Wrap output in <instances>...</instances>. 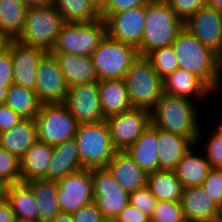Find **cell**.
I'll list each match as a JSON object with an SVG mask.
<instances>
[{
    "mask_svg": "<svg viewBox=\"0 0 222 222\" xmlns=\"http://www.w3.org/2000/svg\"><path fill=\"white\" fill-rule=\"evenodd\" d=\"M195 148L196 145L184 155L174 170L183 188L202 186L208 171L211 169L204 155L195 154L197 152L194 151Z\"/></svg>",
    "mask_w": 222,
    "mask_h": 222,
    "instance_id": "f1b7e54d",
    "label": "cell"
},
{
    "mask_svg": "<svg viewBox=\"0 0 222 222\" xmlns=\"http://www.w3.org/2000/svg\"><path fill=\"white\" fill-rule=\"evenodd\" d=\"M53 153V145L36 141L20 159L21 182L46 179L47 168Z\"/></svg>",
    "mask_w": 222,
    "mask_h": 222,
    "instance_id": "4316f807",
    "label": "cell"
},
{
    "mask_svg": "<svg viewBox=\"0 0 222 222\" xmlns=\"http://www.w3.org/2000/svg\"><path fill=\"white\" fill-rule=\"evenodd\" d=\"M34 120L37 140L50 145L73 139L79 125L64 103L41 104Z\"/></svg>",
    "mask_w": 222,
    "mask_h": 222,
    "instance_id": "9c48e42d",
    "label": "cell"
},
{
    "mask_svg": "<svg viewBox=\"0 0 222 222\" xmlns=\"http://www.w3.org/2000/svg\"><path fill=\"white\" fill-rule=\"evenodd\" d=\"M66 23L92 22L100 19V9L91 0H51Z\"/></svg>",
    "mask_w": 222,
    "mask_h": 222,
    "instance_id": "836d02e7",
    "label": "cell"
},
{
    "mask_svg": "<svg viewBox=\"0 0 222 222\" xmlns=\"http://www.w3.org/2000/svg\"><path fill=\"white\" fill-rule=\"evenodd\" d=\"M0 82H3V86L5 87H9L13 84V64L11 43L9 41L7 46L0 53Z\"/></svg>",
    "mask_w": 222,
    "mask_h": 222,
    "instance_id": "7bdbcfd3",
    "label": "cell"
},
{
    "mask_svg": "<svg viewBox=\"0 0 222 222\" xmlns=\"http://www.w3.org/2000/svg\"><path fill=\"white\" fill-rule=\"evenodd\" d=\"M74 222H107L94 202L72 214Z\"/></svg>",
    "mask_w": 222,
    "mask_h": 222,
    "instance_id": "ee69618b",
    "label": "cell"
},
{
    "mask_svg": "<svg viewBox=\"0 0 222 222\" xmlns=\"http://www.w3.org/2000/svg\"><path fill=\"white\" fill-rule=\"evenodd\" d=\"M94 203L103 217L112 222L129 203L130 194L106 168L92 169Z\"/></svg>",
    "mask_w": 222,
    "mask_h": 222,
    "instance_id": "30bf717a",
    "label": "cell"
},
{
    "mask_svg": "<svg viewBox=\"0 0 222 222\" xmlns=\"http://www.w3.org/2000/svg\"><path fill=\"white\" fill-rule=\"evenodd\" d=\"M220 125L216 126L215 130L222 136V121L219 123Z\"/></svg>",
    "mask_w": 222,
    "mask_h": 222,
    "instance_id": "680465c9",
    "label": "cell"
},
{
    "mask_svg": "<svg viewBox=\"0 0 222 222\" xmlns=\"http://www.w3.org/2000/svg\"><path fill=\"white\" fill-rule=\"evenodd\" d=\"M4 104L8 105L22 118L34 119L42 103L35 91L11 84L7 89Z\"/></svg>",
    "mask_w": 222,
    "mask_h": 222,
    "instance_id": "d6a6232c",
    "label": "cell"
},
{
    "mask_svg": "<svg viewBox=\"0 0 222 222\" xmlns=\"http://www.w3.org/2000/svg\"><path fill=\"white\" fill-rule=\"evenodd\" d=\"M8 186L9 184L7 182L0 180V203L6 201Z\"/></svg>",
    "mask_w": 222,
    "mask_h": 222,
    "instance_id": "681fc988",
    "label": "cell"
},
{
    "mask_svg": "<svg viewBox=\"0 0 222 222\" xmlns=\"http://www.w3.org/2000/svg\"><path fill=\"white\" fill-rule=\"evenodd\" d=\"M79 170H81V162L74 138L53 145V153L47 168L46 179L58 181Z\"/></svg>",
    "mask_w": 222,
    "mask_h": 222,
    "instance_id": "603a6c76",
    "label": "cell"
},
{
    "mask_svg": "<svg viewBox=\"0 0 222 222\" xmlns=\"http://www.w3.org/2000/svg\"><path fill=\"white\" fill-rule=\"evenodd\" d=\"M8 41L11 43L13 84L35 91L37 66L46 51L18 40Z\"/></svg>",
    "mask_w": 222,
    "mask_h": 222,
    "instance_id": "e0dca14e",
    "label": "cell"
},
{
    "mask_svg": "<svg viewBox=\"0 0 222 222\" xmlns=\"http://www.w3.org/2000/svg\"><path fill=\"white\" fill-rule=\"evenodd\" d=\"M179 69L199 77L213 92L219 81L220 57L204 46L186 28H183L172 43Z\"/></svg>",
    "mask_w": 222,
    "mask_h": 222,
    "instance_id": "7a4b0ae2",
    "label": "cell"
},
{
    "mask_svg": "<svg viewBox=\"0 0 222 222\" xmlns=\"http://www.w3.org/2000/svg\"><path fill=\"white\" fill-rule=\"evenodd\" d=\"M64 104L76 118L79 125L97 123L106 119L101 108L97 82L70 87Z\"/></svg>",
    "mask_w": 222,
    "mask_h": 222,
    "instance_id": "4fadbf2b",
    "label": "cell"
},
{
    "mask_svg": "<svg viewBox=\"0 0 222 222\" xmlns=\"http://www.w3.org/2000/svg\"><path fill=\"white\" fill-rule=\"evenodd\" d=\"M27 9L20 0H0V35L16 40L23 30Z\"/></svg>",
    "mask_w": 222,
    "mask_h": 222,
    "instance_id": "f546056e",
    "label": "cell"
},
{
    "mask_svg": "<svg viewBox=\"0 0 222 222\" xmlns=\"http://www.w3.org/2000/svg\"><path fill=\"white\" fill-rule=\"evenodd\" d=\"M20 1H22L28 7L45 5L51 2V0H20Z\"/></svg>",
    "mask_w": 222,
    "mask_h": 222,
    "instance_id": "f907efd6",
    "label": "cell"
},
{
    "mask_svg": "<svg viewBox=\"0 0 222 222\" xmlns=\"http://www.w3.org/2000/svg\"><path fill=\"white\" fill-rule=\"evenodd\" d=\"M20 119L16 112H14L8 105L0 104V133L11 129Z\"/></svg>",
    "mask_w": 222,
    "mask_h": 222,
    "instance_id": "bcb514c9",
    "label": "cell"
},
{
    "mask_svg": "<svg viewBox=\"0 0 222 222\" xmlns=\"http://www.w3.org/2000/svg\"><path fill=\"white\" fill-rule=\"evenodd\" d=\"M16 222H41L37 219H25V218H17Z\"/></svg>",
    "mask_w": 222,
    "mask_h": 222,
    "instance_id": "9f6ffc18",
    "label": "cell"
},
{
    "mask_svg": "<svg viewBox=\"0 0 222 222\" xmlns=\"http://www.w3.org/2000/svg\"><path fill=\"white\" fill-rule=\"evenodd\" d=\"M221 85H222V60L220 61L219 81H218L216 90H217L218 88H220Z\"/></svg>",
    "mask_w": 222,
    "mask_h": 222,
    "instance_id": "11a10c76",
    "label": "cell"
},
{
    "mask_svg": "<svg viewBox=\"0 0 222 222\" xmlns=\"http://www.w3.org/2000/svg\"><path fill=\"white\" fill-rule=\"evenodd\" d=\"M124 82L134 108L151 111L163 93L162 79L146 57L139 56L131 64Z\"/></svg>",
    "mask_w": 222,
    "mask_h": 222,
    "instance_id": "8992f818",
    "label": "cell"
},
{
    "mask_svg": "<svg viewBox=\"0 0 222 222\" xmlns=\"http://www.w3.org/2000/svg\"><path fill=\"white\" fill-rule=\"evenodd\" d=\"M8 87L3 86V82H0V104H4Z\"/></svg>",
    "mask_w": 222,
    "mask_h": 222,
    "instance_id": "f5cc1de1",
    "label": "cell"
},
{
    "mask_svg": "<svg viewBox=\"0 0 222 222\" xmlns=\"http://www.w3.org/2000/svg\"><path fill=\"white\" fill-rule=\"evenodd\" d=\"M147 186L157 201L181 200L183 187L175 171L159 170L148 174Z\"/></svg>",
    "mask_w": 222,
    "mask_h": 222,
    "instance_id": "4dcf8cb0",
    "label": "cell"
},
{
    "mask_svg": "<svg viewBox=\"0 0 222 222\" xmlns=\"http://www.w3.org/2000/svg\"><path fill=\"white\" fill-rule=\"evenodd\" d=\"M106 34L113 40L140 46L145 28V6L112 14L106 21Z\"/></svg>",
    "mask_w": 222,
    "mask_h": 222,
    "instance_id": "2e32d148",
    "label": "cell"
},
{
    "mask_svg": "<svg viewBox=\"0 0 222 222\" xmlns=\"http://www.w3.org/2000/svg\"><path fill=\"white\" fill-rule=\"evenodd\" d=\"M99 9L104 5V0H91Z\"/></svg>",
    "mask_w": 222,
    "mask_h": 222,
    "instance_id": "6f0895ef",
    "label": "cell"
},
{
    "mask_svg": "<svg viewBox=\"0 0 222 222\" xmlns=\"http://www.w3.org/2000/svg\"><path fill=\"white\" fill-rule=\"evenodd\" d=\"M37 141L34 119L22 118L11 129L0 133V147L21 159Z\"/></svg>",
    "mask_w": 222,
    "mask_h": 222,
    "instance_id": "d4e9b609",
    "label": "cell"
},
{
    "mask_svg": "<svg viewBox=\"0 0 222 222\" xmlns=\"http://www.w3.org/2000/svg\"><path fill=\"white\" fill-rule=\"evenodd\" d=\"M152 1L154 0H107L100 9V18L106 21L112 14L124 13Z\"/></svg>",
    "mask_w": 222,
    "mask_h": 222,
    "instance_id": "ab89813d",
    "label": "cell"
},
{
    "mask_svg": "<svg viewBox=\"0 0 222 222\" xmlns=\"http://www.w3.org/2000/svg\"><path fill=\"white\" fill-rule=\"evenodd\" d=\"M0 180L8 184L20 183V159L0 147Z\"/></svg>",
    "mask_w": 222,
    "mask_h": 222,
    "instance_id": "d590c367",
    "label": "cell"
},
{
    "mask_svg": "<svg viewBox=\"0 0 222 222\" xmlns=\"http://www.w3.org/2000/svg\"><path fill=\"white\" fill-rule=\"evenodd\" d=\"M106 35L103 19L92 22L66 23L57 36L51 53L91 56Z\"/></svg>",
    "mask_w": 222,
    "mask_h": 222,
    "instance_id": "ba28073f",
    "label": "cell"
},
{
    "mask_svg": "<svg viewBox=\"0 0 222 222\" xmlns=\"http://www.w3.org/2000/svg\"><path fill=\"white\" fill-rule=\"evenodd\" d=\"M50 222H74L72 214L60 212L52 221Z\"/></svg>",
    "mask_w": 222,
    "mask_h": 222,
    "instance_id": "c3c4849f",
    "label": "cell"
},
{
    "mask_svg": "<svg viewBox=\"0 0 222 222\" xmlns=\"http://www.w3.org/2000/svg\"><path fill=\"white\" fill-rule=\"evenodd\" d=\"M6 201L17 218L37 219V200L26 182L9 184Z\"/></svg>",
    "mask_w": 222,
    "mask_h": 222,
    "instance_id": "1f68e13d",
    "label": "cell"
},
{
    "mask_svg": "<svg viewBox=\"0 0 222 222\" xmlns=\"http://www.w3.org/2000/svg\"><path fill=\"white\" fill-rule=\"evenodd\" d=\"M194 101L162 93L151 110V124L163 131L192 139L196 146L202 142L201 125Z\"/></svg>",
    "mask_w": 222,
    "mask_h": 222,
    "instance_id": "6da1fadb",
    "label": "cell"
},
{
    "mask_svg": "<svg viewBox=\"0 0 222 222\" xmlns=\"http://www.w3.org/2000/svg\"><path fill=\"white\" fill-rule=\"evenodd\" d=\"M150 218L130 202L112 222H148Z\"/></svg>",
    "mask_w": 222,
    "mask_h": 222,
    "instance_id": "f6af8a7d",
    "label": "cell"
},
{
    "mask_svg": "<svg viewBox=\"0 0 222 222\" xmlns=\"http://www.w3.org/2000/svg\"><path fill=\"white\" fill-rule=\"evenodd\" d=\"M212 130L209 129L210 138L207 139V144L203 143L205 149L202 151L211 168L222 169V136L215 129Z\"/></svg>",
    "mask_w": 222,
    "mask_h": 222,
    "instance_id": "f35d334b",
    "label": "cell"
},
{
    "mask_svg": "<svg viewBox=\"0 0 222 222\" xmlns=\"http://www.w3.org/2000/svg\"><path fill=\"white\" fill-rule=\"evenodd\" d=\"M202 187L206 191L207 197L222 210V169L211 168Z\"/></svg>",
    "mask_w": 222,
    "mask_h": 222,
    "instance_id": "74e56055",
    "label": "cell"
},
{
    "mask_svg": "<svg viewBox=\"0 0 222 222\" xmlns=\"http://www.w3.org/2000/svg\"><path fill=\"white\" fill-rule=\"evenodd\" d=\"M99 96L105 118L133 109L124 79L99 80Z\"/></svg>",
    "mask_w": 222,
    "mask_h": 222,
    "instance_id": "cb8c5ba5",
    "label": "cell"
},
{
    "mask_svg": "<svg viewBox=\"0 0 222 222\" xmlns=\"http://www.w3.org/2000/svg\"><path fill=\"white\" fill-rule=\"evenodd\" d=\"M206 3L209 7L222 12V0H206Z\"/></svg>",
    "mask_w": 222,
    "mask_h": 222,
    "instance_id": "816d5d0a",
    "label": "cell"
},
{
    "mask_svg": "<svg viewBox=\"0 0 222 222\" xmlns=\"http://www.w3.org/2000/svg\"><path fill=\"white\" fill-rule=\"evenodd\" d=\"M57 199L61 212L69 214L94 202L92 170L81 169L58 180Z\"/></svg>",
    "mask_w": 222,
    "mask_h": 222,
    "instance_id": "7c38bea8",
    "label": "cell"
},
{
    "mask_svg": "<svg viewBox=\"0 0 222 222\" xmlns=\"http://www.w3.org/2000/svg\"><path fill=\"white\" fill-rule=\"evenodd\" d=\"M156 222H186L180 202L157 201L150 218Z\"/></svg>",
    "mask_w": 222,
    "mask_h": 222,
    "instance_id": "8d00e7d4",
    "label": "cell"
},
{
    "mask_svg": "<svg viewBox=\"0 0 222 222\" xmlns=\"http://www.w3.org/2000/svg\"><path fill=\"white\" fill-rule=\"evenodd\" d=\"M129 202L151 218L157 199L151 194L149 187L146 185L145 187L130 193Z\"/></svg>",
    "mask_w": 222,
    "mask_h": 222,
    "instance_id": "60d3db41",
    "label": "cell"
},
{
    "mask_svg": "<svg viewBox=\"0 0 222 222\" xmlns=\"http://www.w3.org/2000/svg\"><path fill=\"white\" fill-rule=\"evenodd\" d=\"M52 54L57 60L68 88L75 85L99 81L91 57L68 53Z\"/></svg>",
    "mask_w": 222,
    "mask_h": 222,
    "instance_id": "7402d4cb",
    "label": "cell"
},
{
    "mask_svg": "<svg viewBox=\"0 0 222 222\" xmlns=\"http://www.w3.org/2000/svg\"><path fill=\"white\" fill-rule=\"evenodd\" d=\"M65 24L64 18L52 2L28 7L23 30L16 40L22 44L51 52L57 36Z\"/></svg>",
    "mask_w": 222,
    "mask_h": 222,
    "instance_id": "277c9868",
    "label": "cell"
},
{
    "mask_svg": "<svg viewBox=\"0 0 222 222\" xmlns=\"http://www.w3.org/2000/svg\"><path fill=\"white\" fill-rule=\"evenodd\" d=\"M162 84L164 93L192 101L196 99L203 101V98L206 99L214 94L199 77L179 68L163 78Z\"/></svg>",
    "mask_w": 222,
    "mask_h": 222,
    "instance_id": "ffe728a7",
    "label": "cell"
},
{
    "mask_svg": "<svg viewBox=\"0 0 222 222\" xmlns=\"http://www.w3.org/2000/svg\"><path fill=\"white\" fill-rule=\"evenodd\" d=\"M7 43H8V40L4 38L2 35H0V53L7 46Z\"/></svg>",
    "mask_w": 222,
    "mask_h": 222,
    "instance_id": "db71d44e",
    "label": "cell"
},
{
    "mask_svg": "<svg viewBox=\"0 0 222 222\" xmlns=\"http://www.w3.org/2000/svg\"><path fill=\"white\" fill-rule=\"evenodd\" d=\"M105 168L129 194L147 185L148 173L126 151H116Z\"/></svg>",
    "mask_w": 222,
    "mask_h": 222,
    "instance_id": "d6986e66",
    "label": "cell"
},
{
    "mask_svg": "<svg viewBox=\"0 0 222 222\" xmlns=\"http://www.w3.org/2000/svg\"><path fill=\"white\" fill-rule=\"evenodd\" d=\"M16 220L17 217L9 203L7 201L0 203V222H16Z\"/></svg>",
    "mask_w": 222,
    "mask_h": 222,
    "instance_id": "7dc6e473",
    "label": "cell"
},
{
    "mask_svg": "<svg viewBox=\"0 0 222 222\" xmlns=\"http://www.w3.org/2000/svg\"><path fill=\"white\" fill-rule=\"evenodd\" d=\"M146 58L152 63L154 70L161 79L179 68L176 53L172 45L155 49Z\"/></svg>",
    "mask_w": 222,
    "mask_h": 222,
    "instance_id": "e575fe53",
    "label": "cell"
},
{
    "mask_svg": "<svg viewBox=\"0 0 222 222\" xmlns=\"http://www.w3.org/2000/svg\"><path fill=\"white\" fill-rule=\"evenodd\" d=\"M186 222H220L221 209L202 186L183 188L180 200Z\"/></svg>",
    "mask_w": 222,
    "mask_h": 222,
    "instance_id": "ac0fdd59",
    "label": "cell"
},
{
    "mask_svg": "<svg viewBox=\"0 0 222 222\" xmlns=\"http://www.w3.org/2000/svg\"><path fill=\"white\" fill-rule=\"evenodd\" d=\"M37 200V218L41 222L52 221L60 212L57 199V181L48 179H32L26 182Z\"/></svg>",
    "mask_w": 222,
    "mask_h": 222,
    "instance_id": "83f0119b",
    "label": "cell"
},
{
    "mask_svg": "<svg viewBox=\"0 0 222 222\" xmlns=\"http://www.w3.org/2000/svg\"><path fill=\"white\" fill-rule=\"evenodd\" d=\"M184 28L219 57L222 55V12L206 5L184 22Z\"/></svg>",
    "mask_w": 222,
    "mask_h": 222,
    "instance_id": "9a60e30c",
    "label": "cell"
},
{
    "mask_svg": "<svg viewBox=\"0 0 222 222\" xmlns=\"http://www.w3.org/2000/svg\"><path fill=\"white\" fill-rule=\"evenodd\" d=\"M184 22L177 17L166 0H154L145 5V28L139 56L146 57L155 49L172 45Z\"/></svg>",
    "mask_w": 222,
    "mask_h": 222,
    "instance_id": "3957f363",
    "label": "cell"
},
{
    "mask_svg": "<svg viewBox=\"0 0 222 222\" xmlns=\"http://www.w3.org/2000/svg\"><path fill=\"white\" fill-rule=\"evenodd\" d=\"M178 18L185 22L200 8L207 5L206 0H166Z\"/></svg>",
    "mask_w": 222,
    "mask_h": 222,
    "instance_id": "b9f144b4",
    "label": "cell"
},
{
    "mask_svg": "<svg viewBox=\"0 0 222 222\" xmlns=\"http://www.w3.org/2000/svg\"><path fill=\"white\" fill-rule=\"evenodd\" d=\"M74 139L79 150L81 169L105 168L117 151L106 121L78 125Z\"/></svg>",
    "mask_w": 222,
    "mask_h": 222,
    "instance_id": "5b68a950",
    "label": "cell"
},
{
    "mask_svg": "<svg viewBox=\"0 0 222 222\" xmlns=\"http://www.w3.org/2000/svg\"><path fill=\"white\" fill-rule=\"evenodd\" d=\"M195 145L190 138L157 128L159 170L174 171L179 161Z\"/></svg>",
    "mask_w": 222,
    "mask_h": 222,
    "instance_id": "44dd1931",
    "label": "cell"
},
{
    "mask_svg": "<svg viewBox=\"0 0 222 222\" xmlns=\"http://www.w3.org/2000/svg\"><path fill=\"white\" fill-rule=\"evenodd\" d=\"M68 86L51 52H46L40 59L36 72V95L42 104L64 103Z\"/></svg>",
    "mask_w": 222,
    "mask_h": 222,
    "instance_id": "5bb4252c",
    "label": "cell"
},
{
    "mask_svg": "<svg viewBox=\"0 0 222 222\" xmlns=\"http://www.w3.org/2000/svg\"><path fill=\"white\" fill-rule=\"evenodd\" d=\"M117 151L127 150L151 124V111L133 108L105 119Z\"/></svg>",
    "mask_w": 222,
    "mask_h": 222,
    "instance_id": "8fae6325",
    "label": "cell"
},
{
    "mask_svg": "<svg viewBox=\"0 0 222 222\" xmlns=\"http://www.w3.org/2000/svg\"><path fill=\"white\" fill-rule=\"evenodd\" d=\"M125 151L146 173L159 171L157 127L150 124Z\"/></svg>",
    "mask_w": 222,
    "mask_h": 222,
    "instance_id": "484cf974",
    "label": "cell"
},
{
    "mask_svg": "<svg viewBox=\"0 0 222 222\" xmlns=\"http://www.w3.org/2000/svg\"><path fill=\"white\" fill-rule=\"evenodd\" d=\"M90 57L98 80H104L124 79L139 55L134 46L113 40L106 34Z\"/></svg>",
    "mask_w": 222,
    "mask_h": 222,
    "instance_id": "52a82bcc",
    "label": "cell"
}]
</instances>
